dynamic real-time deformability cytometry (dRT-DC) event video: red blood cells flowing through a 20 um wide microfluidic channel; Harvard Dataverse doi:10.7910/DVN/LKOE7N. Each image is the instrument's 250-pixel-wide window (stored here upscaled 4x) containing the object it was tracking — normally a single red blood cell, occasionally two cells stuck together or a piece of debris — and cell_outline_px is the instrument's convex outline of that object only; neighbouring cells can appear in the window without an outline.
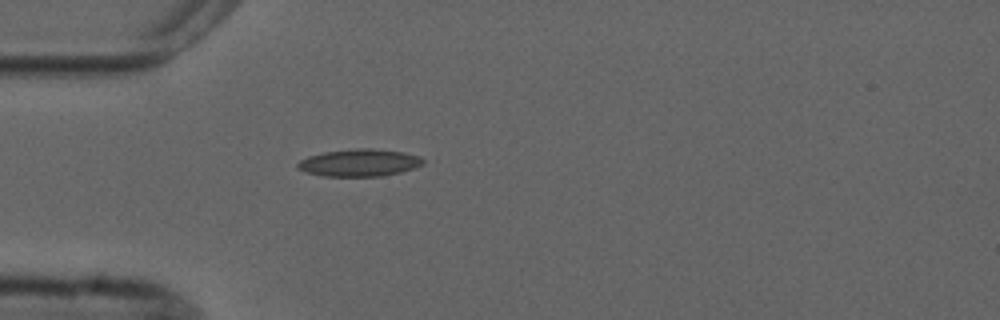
{"species": "common noctule bat (a hibernating species)", "species_latin": "Nyctalus noctula", "temperature_condition": "cold", "stored_images_in_passage": 1, "camera_frame_rate_fps": 3000, "um_per_image_px": 0.085, "animal": {"sex": "male", "forearm_length_mm": 52.5}, "frame": {"image": 1, "passage_image": 1, "time_ms": 0.0, "image_size_px": [1000, 320], "cell_outline_px": [[424, 164], [416, 168], [400, 172], [380, 176], [320, 176], [304, 172], [296, 168], [296, 164], [300, 160], [308, 156], [324, 152], [356, 148], [372, 148], [404, 152], [420, 156], [424, 160]], "centroid_in_image_um": [30.54, 13.83], "position_along_channel_um": 54.5, "area_um2": 20.17}}